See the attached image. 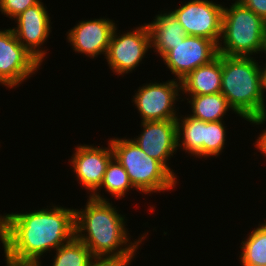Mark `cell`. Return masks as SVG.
Returning <instances> with one entry per match:
<instances>
[{"label":"cell","instance_id":"cell-3","mask_svg":"<svg viewBox=\"0 0 266 266\" xmlns=\"http://www.w3.org/2000/svg\"><path fill=\"white\" fill-rule=\"evenodd\" d=\"M261 66L254 57L222 55L221 94L233 113L255 125L266 121Z\"/></svg>","mask_w":266,"mask_h":266},{"label":"cell","instance_id":"cell-24","mask_svg":"<svg viewBox=\"0 0 266 266\" xmlns=\"http://www.w3.org/2000/svg\"><path fill=\"white\" fill-rule=\"evenodd\" d=\"M132 260H122L114 257H94L88 266H130Z\"/></svg>","mask_w":266,"mask_h":266},{"label":"cell","instance_id":"cell-21","mask_svg":"<svg viewBox=\"0 0 266 266\" xmlns=\"http://www.w3.org/2000/svg\"><path fill=\"white\" fill-rule=\"evenodd\" d=\"M55 251L52 266H88L94 258L88 247L76 236Z\"/></svg>","mask_w":266,"mask_h":266},{"label":"cell","instance_id":"cell-9","mask_svg":"<svg viewBox=\"0 0 266 266\" xmlns=\"http://www.w3.org/2000/svg\"><path fill=\"white\" fill-rule=\"evenodd\" d=\"M42 64L17 40L11 28L0 29V84L15 88L40 70Z\"/></svg>","mask_w":266,"mask_h":266},{"label":"cell","instance_id":"cell-14","mask_svg":"<svg viewBox=\"0 0 266 266\" xmlns=\"http://www.w3.org/2000/svg\"><path fill=\"white\" fill-rule=\"evenodd\" d=\"M67 32V42L77 53L85 54L89 58L98 55L106 56L111 36L117 24L109 18L78 21Z\"/></svg>","mask_w":266,"mask_h":266},{"label":"cell","instance_id":"cell-10","mask_svg":"<svg viewBox=\"0 0 266 266\" xmlns=\"http://www.w3.org/2000/svg\"><path fill=\"white\" fill-rule=\"evenodd\" d=\"M218 55V46L204 37L187 35L163 57V61L176 80L181 81L190 72L209 63Z\"/></svg>","mask_w":266,"mask_h":266},{"label":"cell","instance_id":"cell-2","mask_svg":"<svg viewBox=\"0 0 266 266\" xmlns=\"http://www.w3.org/2000/svg\"><path fill=\"white\" fill-rule=\"evenodd\" d=\"M87 200L84 209H75V236L88 247L94 257L133 260L148 233L132 243L125 227L127 219L125 215L119 214L116 206L113 207L109 200H98L90 196Z\"/></svg>","mask_w":266,"mask_h":266},{"label":"cell","instance_id":"cell-23","mask_svg":"<svg viewBox=\"0 0 266 266\" xmlns=\"http://www.w3.org/2000/svg\"><path fill=\"white\" fill-rule=\"evenodd\" d=\"M42 0H0V12L11 19Z\"/></svg>","mask_w":266,"mask_h":266},{"label":"cell","instance_id":"cell-16","mask_svg":"<svg viewBox=\"0 0 266 266\" xmlns=\"http://www.w3.org/2000/svg\"><path fill=\"white\" fill-rule=\"evenodd\" d=\"M147 26L151 36V48L161 58L187 36L183 26L170 11H161Z\"/></svg>","mask_w":266,"mask_h":266},{"label":"cell","instance_id":"cell-28","mask_svg":"<svg viewBox=\"0 0 266 266\" xmlns=\"http://www.w3.org/2000/svg\"><path fill=\"white\" fill-rule=\"evenodd\" d=\"M264 66H262V81H263V91L266 92V63L264 64Z\"/></svg>","mask_w":266,"mask_h":266},{"label":"cell","instance_id":"cell-11","mask_svg":"<svg viewBox=\"0 0 266 266\" xmlns=\"http://www.w3.org/2000/svg\"><path fill=\"white\" fill-rule=\"evenodd\" d=\"M46 9V5L44 6L41 1L27 8L13 19L16 20L17 27L11 28L21 45L41 64L47 54L45 48L41 46L47 41L52 28L50 15Z\"/></svg>","mask_w":266,"mask_h":266},{"label":"cell","instance_id":"cell-22","mask_svg":"<svg viewBox=\"0 0 266 266\" xmlns=\"http://www.w3.org/2000/svg\"><path fill=\"white\" fill-rule=\"evenodd\" d=\"M224 121L204 122V159L223 152L226 141Z\"/></svg>","mask_w":266,"mask_h":266},{"label":"cell","instance_id":"cell-13","mask_svg":"<svg viewBox=\"0 0 266 266\" xmlns=\"http://www.w3.org/2000/svg\"><path fill=\"white\" fill-rule=\"evenodd\" d=\"M138 138L132 139L147 155L161 162L176 178L167 163L178 150L176 120L141 122ZM175 152V153H174Z\"/></svg>","mask_w":266,"mask_h":266},{"label":"cell","instance_id":"cell-25","mask_svg":"<svg viewBox=\"0 0 266 266\" xmlns=\"http://www.w3.org/2000/svg\"><path fill=\"white\" fill-rule=\"evenodd\" d=\"M243 6L251 9L257 16L266 21V0H237Z\"/></svg>","mask_w":266,"mask_h":266},{"label":"cell","instance_id":"cell-19","mask_svg":"<svg viewBox=\"0 0 266 266\" xmlns=\"http://www.w3.org/2000/svg\"><path fill=\"white\" fill-rule=\"evenodd\" d=\"M241 245L242 266H266V220L251 231Z\"/></svg>","mask_w":266,"mask_h":266},{"label":"cell","instance_id":"cell-15","mask_svg":"<svg viewBox=\"0 0 266 266\" xmlns=\"http://www.w3.org/2000/svg\"><path fill=\"white\" fill-rule=\"evenodd\" d=\"M222 54L209 63L190 72L181 80V93L184 95H206L221 92Z\"/></svg>","mask_w":266,"mask_h":266},{"label":"cell","instance_id":"cell-1","mask_svg":"<svg viewBox=\"0 0 266 266\" xmlns=\"http://www.w3.org/2000/svg\"><path fill=\"white\" fill-rule=\"evenodd\" d=\"M33 212L0 214L4 254L19 261H41L75 236V209L53 205Z\"/></svg>","mask_w":266,"mask_h":266},{"label":"cell","instance_id":"cell-18","mask_svg":"<svg viewBox=\"0 0 266 266\" xmlns=\"http://www.w3.org/2000/svg\"><path fill=\"white\" fill-rule=\"evenodd\" d=\"M187 103L191 105L193 118L204 122L223 121V117L232 108L227 99L221 94L186 95ZM190 96V97H189Z\"/></svg>","mask_w":266,"mask_h":266},{"label":"cell","instance_id":"cell-27","mask_svg":"<svg viewBox=\"0 0 266 266\" xmlns=\"http://www.w3.org/2000/svg\"><path fill=\"white\" fill-rule=\"evenodd\" d=\"M254 146H256V149H258L261 154L263 153L264 156H266V129H264L258 139H256Z\"/></svg>","mask_w":266,"mask_h":266},{"label":"cell","instance_id":"cell-8","mask_svg":"<svg viewBox=\"0 0 266 266\" xmlns=\"http://www.w3.org/2000/svg\"><path fill=\"white\" fill-rule=\"evenodd\" d=\"M224 5L208 0H190L170 12L183 26L186 35L212 40L217 46L222 35Z\"/></svg>","mask_w":266,"mask_h":266},{"label":"cell","instance_id":"cell-20","mask_svg":"<svg viewBox=\"0 0 266 266\" xmlns=\"http://www.w3.org/2000/svg\"><path fill=\"white\" fill-rule=\"evenodd\" d=\"M105 188L115 199L124 198L126 193L134 186L122 165L113 157L106 167L104 179L100 188L91 196L98 200H108L99 193L100 189Z\"/></svg>","mask_w":266,"mask_h":266},{"label":"cell","instance_id":"cell-12","mask_svg":"<svg viewBox=\"0 0 266 266\" xmlns=\"http://www.w3.org/2000/svg\"><path fill=\"white\" fill-rule=\"evenodd\" d=\"M71 156L70 166L76 174L78 183L90 193V197L100 188L104 179L106 167L113 158V150L108 141V147L93 145H78Z\"/></svg>","mask_w":266,"mask_h":266},{"label":"cell","instance_id":"cell-5","mask_svg":"<svg viewBox=\"0 0 266 266\" xmlns=\"http://www.w3.org/2000/svg\"><path fill=\"white\" fill-rule=\"evenodd\" d=\"M113 157L127 172L135 190L143 194L173 190L177 178L159 161L147 155L130 138H111Z\"/></svg>","mask_w":266,"mask_h":266},{"label":"cell","instance_id":"cell-6","mask_svg":"<svg viewBox=\"0 0 266 266\" xmlns=\"http://www.w3.org/2000/svg\"><path fill=\"white\" fill-rule=\"evenodd\" d=\"M117 29L116 26L104 58L112 72L124 76L142 63V59L151 49V36L147 23L121 35L117 33Z\"/></svg>","mask_w":266,"mask_h":266},{"label":"cell","instance_id":"cell-4","mask_svg":"<svg viewBox=\"0 0 266 266\" xmlns=\"http://www.w3.org/2000/svg\"><path fill=\"white\" fill-rule=\"evenodd\" d=\"M231 4L229 8L225 5L223 8L218 54L229 57H252L259 52L264 53L266 21L237 0Z\"/></svg>","mask_w":266,"mask_h":266},{"label":"cell","instance_id":"cell-17","mask_svg":"<svg viewBox=\"0 0 266 266\" xmlns=\"http://www.w3.org/2000/svg\"><path fill=\"white\" fill-rule=\"evenodd\" d=\"M182 118V119H181ZM177 146L195 157H204V121L189 115L176 119Z\"/></svg>","mask_w":266,"mask_h":266},{"label":"cell","instance_id":"cell-7","mask_svg":"<svg viewBox=\"0 0 266 266\" xmlns=\"http://www.w3.org/2000/svg\"><path fill=\"white\" fill-rule=\"evenodd\" d=\"M181 81L171 79L163 83L150 82L143 84L133 96L141 122L176 120L179 117L175 108L176 101L181 99Z\"/></svg>","mask_w":266,"mask_h":266},{"label":"cell","instance_id":"cell-26","mask_svg":"<svg viewBox=\"0 0 266 266\" xmlns=\"http://www.w3.org/2000/svg\"><path fill=\"white\" fill-rule=\"evenodd\" d=\"M6 266H42V261H19L5 255Z\"/></svg>","mask_w":266,"mask_h":266}]
</instances>
